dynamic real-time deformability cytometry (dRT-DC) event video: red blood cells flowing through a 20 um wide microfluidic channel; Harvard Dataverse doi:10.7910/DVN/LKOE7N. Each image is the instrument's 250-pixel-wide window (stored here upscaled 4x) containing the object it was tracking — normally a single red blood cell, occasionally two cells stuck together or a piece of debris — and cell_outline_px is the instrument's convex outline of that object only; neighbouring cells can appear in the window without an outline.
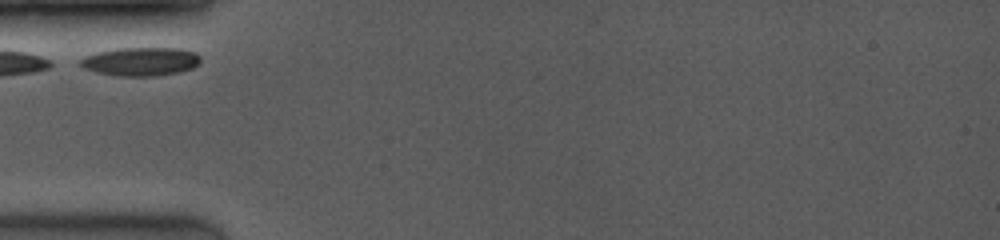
{"species": "common noctule bat (a hibernating species)", "species_latin": "Nyctalus noctula", "temperature_condition": "room temperature", "stored_images_in_passage": 19, "camera_frame_rate_fps": 4000, "um_per_image_px": 0.085, "animal": {"sex": "female", "body_mass_g": 19.0, "forearm_length_mm": 53.3}, "frame": {"image": 1, "passage_image": 1, "time_ms": 0.0, "image_size_px": [1000, 240], "cell_outline_px": [[200, 60], [192, 68], [176, 72], [148, 76], [120, 76], [96, 72], [84, 68], [80, 64], [80, 60], [96, 52], [116, 48], [180, 48], [196, 52], [200, 56]], "centroid_in_image_um": [11.96, 5.21], "position_along_channel_um": 73.0, "area_um2": 19.71}}